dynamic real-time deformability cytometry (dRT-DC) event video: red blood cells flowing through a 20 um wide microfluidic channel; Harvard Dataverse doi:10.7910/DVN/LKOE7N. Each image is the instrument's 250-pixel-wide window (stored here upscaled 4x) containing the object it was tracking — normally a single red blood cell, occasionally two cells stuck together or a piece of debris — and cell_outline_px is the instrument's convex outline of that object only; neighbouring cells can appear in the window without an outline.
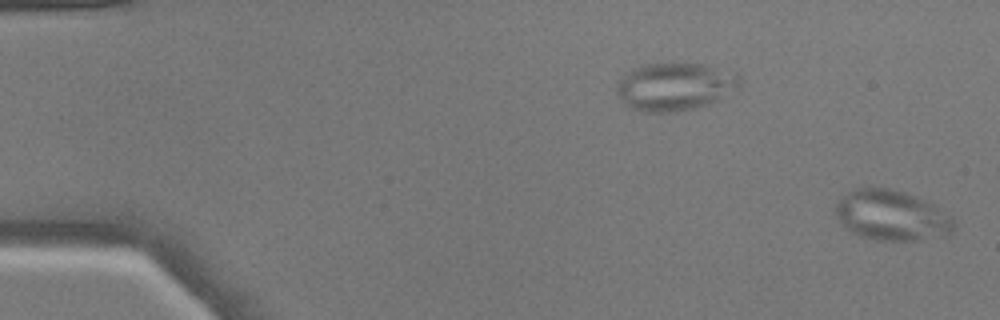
{"species": "common noctule bat (a hibernating species)", "species_latin": "Nyctalus noctula", "temperature_condition": "warm", "stored_images_in_passage": 50, "camera_frame_rate_fps": 3000, "um_per_image_px": 0.085, "animal": {"sex": "male", "body_mass_g": 17.9}, "frame": {"image": 1, "passage_image": 1, "time_ms": 0.0, "image_size_px": [1000, 320], "cell_outline_px": [[956, 228], [952, 232], [944, 236], [920, 240], [876, 240], [860, 236], [844, 228], [836, 216], [836, 200], [840, 196], [856, 188], [888, 188], [904, 192], [916, 196], [932, 204], [952, 216], [956, 224]], "centroid_in_image_um": [75.79, 18.32], "position_along_channel_um": 9.2, "area_um2": 34.91}}
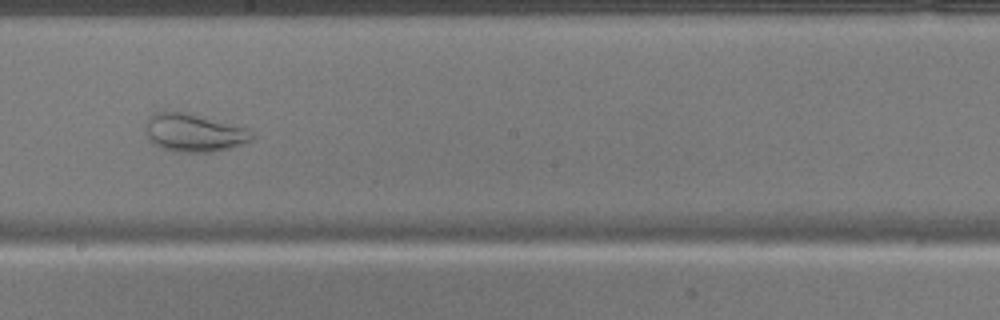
{"frame": {"image": 2, "passage_image": 29, "time_ms": 9.333, "image_size_px": [1000, 320], "cell_outline_px": [[256, 136], [252, 140], [228, 148], [212, 152], [172, 152], [152, 144], [148, 140], [144, 132], [144, 124], [148, 116], [152, 112], [164, 108], [192, 112], [248, 128]], "centroid_in_image_um": [16.39, 11.22], "position_along_channel_um": 231.8, "area_um2": 24.91}}